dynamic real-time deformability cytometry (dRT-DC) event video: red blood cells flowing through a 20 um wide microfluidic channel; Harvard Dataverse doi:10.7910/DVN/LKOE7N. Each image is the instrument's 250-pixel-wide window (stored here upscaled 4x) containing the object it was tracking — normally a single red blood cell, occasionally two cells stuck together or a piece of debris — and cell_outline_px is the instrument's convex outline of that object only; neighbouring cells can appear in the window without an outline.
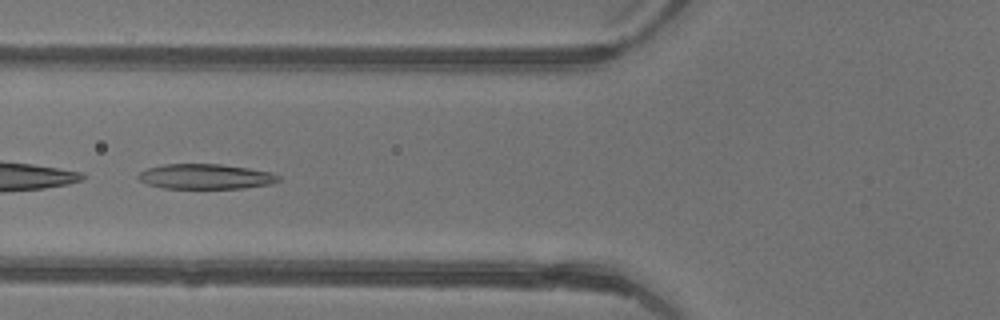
{"species": "common noctule bat (a hibernating species)", "species_latin": "Nyctalus noctula", "temperature_condition": "warm", "stored_images_in_passage": 6, "camera_frame_rate_fps": 3000, "um_per_image_px": 0.085, "animal": {"sex": "female"}, "frame": {"image": 1, "passage_image": 5, "time_ms": 1.333, "image_size_px": [1000, 320], "cell_outline_px": [[280, 180], [272, 184], [244, 188], [164, 188], [148, 184], [140, 180], [136, 176], [140, 172], [148, 168], [164, 164], [220, 164], [248, 168], [268, 172], [280, 176]], "centroid_in_image_um": [17.47, 15.0], "position_along_channel_um": 108.3, "area_um2": 20.35}}
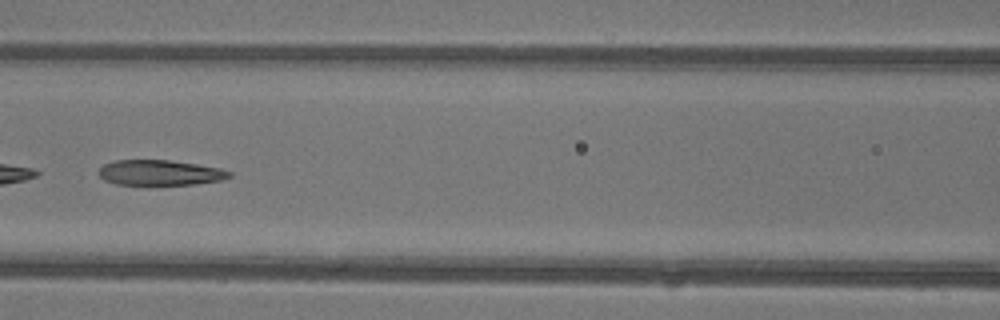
{"frame": {"image": 2, "passage_image": 6, "time_ms": 1.667, "image_size_px": [1000, 320], "cell_outline_px": [[232, 176], [220, 180], [196, 184], [148, 188], [116, 184], [104, 180], [96, 172], [104, 164], [112, 160], [168, 160], [196, 164], [220, 168], [232, 172]], "centroid_in_image_um": [13.54, 14.73], "position_along_channel_um": 153.1, "area_um2": 20.35}}